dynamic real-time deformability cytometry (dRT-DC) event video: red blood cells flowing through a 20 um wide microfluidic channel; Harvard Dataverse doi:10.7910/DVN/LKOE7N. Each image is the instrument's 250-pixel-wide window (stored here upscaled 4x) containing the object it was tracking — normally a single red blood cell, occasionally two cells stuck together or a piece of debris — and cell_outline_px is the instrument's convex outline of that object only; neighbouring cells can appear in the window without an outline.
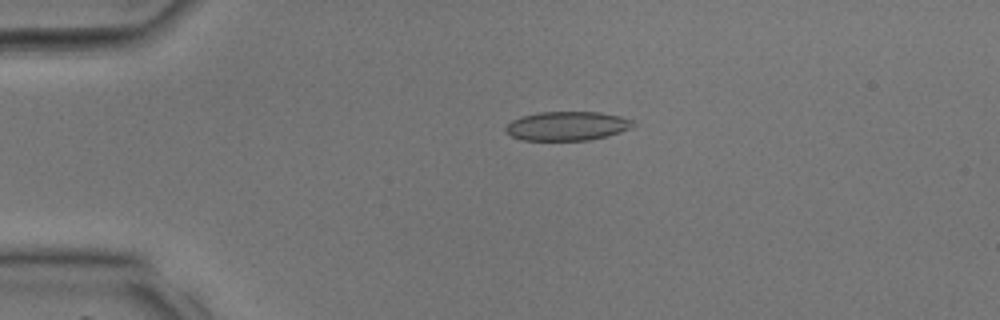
{"species": "common noctule bat (a hibernating species)", "species_latin": "Nyctalus noctula", "temperature_condition": "room temperature", "stored_images_in_passage": 30, "camera_frame_rate_fps": 3000, "um_per_image_px": 0.085, "animal": {"sex": "male", "body_mass_g": 17.9, "forearm_length_mm": 54.2}, "frame": {"image": 1, "passage_image": 1, "time_ms": 0.0, "image_size_px": [1000, 320], "cell_outline_px": [[636, 124], [620, 132], [608, 136], [592, 140], [520, 140], [512, 136], [504, 128], [512, 120], [520, 116], [536, 112], [600, 112], [620, 116], [632, 120]], "centroid_in_image_um": [48.19, 10.7], "position_along_channel_um": 36.8, "area_um2": 21.62}}
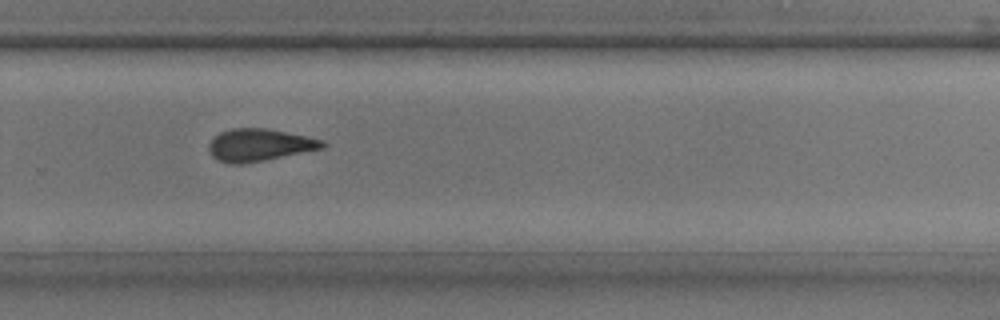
{"frame": {"image": 2, "passage_image": 18, "time_ms": 5.667, "image_size_px": [1000, 320], "cell_outline_px": [[328, 144], [324, 148], [264, 160], [240, 164], [228, 164], [212, 156], [208, 148], [208, 144], [220, 132], [232, 128], [264, 128], [324, 140]], "centroid_in_image_um": [22.05, 12.33], "position_along_channel_um": 307.8, "area_um2": 21.15}}
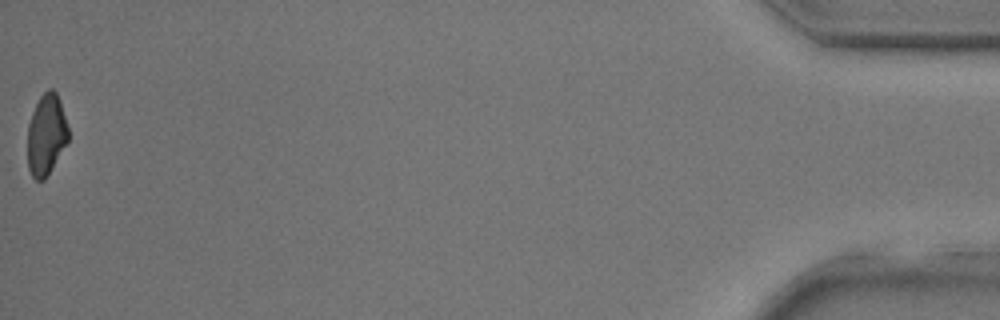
{"frame": {"image": 3, "passage_image": 30, "time_ms": 9.667, "image_size_px": [1000, 320], "cell_outline_px": [[68, 140], [44, 180], [36, 180], [32, 176], [28, 168], [28, 124], [32, 112], [40, 96], [48, 88], [52, 88], [56, 92], [60, 100], [68, 128]], "centroid_in_image_um": [3.92, 11.42], "position_along_channel_um": 431.3, "area_um2": 19.02}}